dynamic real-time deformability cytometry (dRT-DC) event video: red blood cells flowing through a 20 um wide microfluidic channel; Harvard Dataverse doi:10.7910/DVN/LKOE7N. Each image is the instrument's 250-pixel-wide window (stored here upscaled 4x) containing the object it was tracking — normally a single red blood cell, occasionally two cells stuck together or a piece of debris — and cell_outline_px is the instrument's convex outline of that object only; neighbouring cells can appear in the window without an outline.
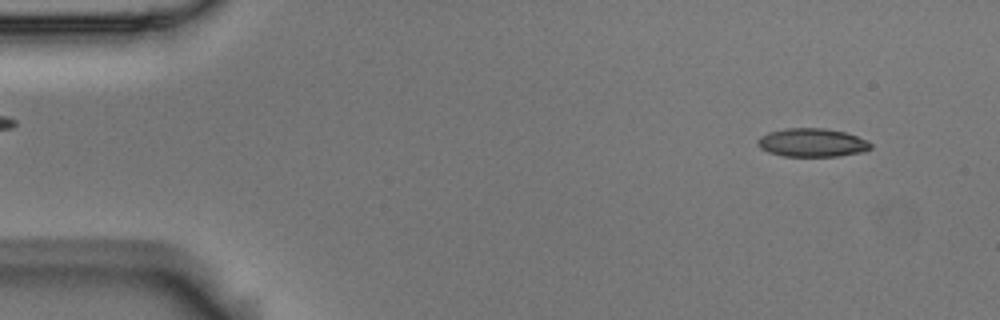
{"species": "Egyptian fruit bat (a non-hibernating species)", "species_latin": "Rousettus aegyptiacus", "temperature_condition": "room temperature", "stored_images_in_passage": 3, "camera_frame_rate_fps": 3000, "um_per_image_px": 0.085, "animal": {"sex": "male"}, "frame": {"image": 1, "passage_image": 1, "time_ms": 0.0, "image_size_px": [1000, 320], "cell_outline_px": [[872, 148], [864, 152], [840, 156], [784, 156], [768, 152], [760, 148], [756, 144], [756, 140], [760, 136], [768, 132], [784, 128], [824, 128], [844, 132], [868, 140], [872, 144]], "centroid_in_image_um": [69.02, 12.12], "position_along_channel_um": 16.0, "area_um2": 18.96}}